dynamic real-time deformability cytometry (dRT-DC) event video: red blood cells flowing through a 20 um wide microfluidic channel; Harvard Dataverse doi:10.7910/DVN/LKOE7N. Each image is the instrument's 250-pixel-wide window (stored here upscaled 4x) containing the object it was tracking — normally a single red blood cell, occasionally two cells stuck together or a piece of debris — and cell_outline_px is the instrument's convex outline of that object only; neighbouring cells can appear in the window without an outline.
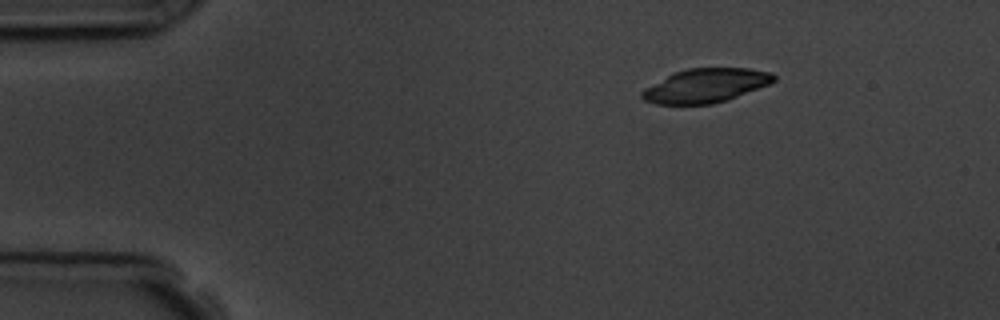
{"species": "common noctule bat (a hibernating species)", "species_latin": "Nyctalus noctula", "temperature_condition": "room temperature", "stored_images_in_passage": 4, "camera_frame_rate_fps": 3000, "um_per_image_px": 0.085, "animal": {"sex": "male", "body_mass_g": 19.5, "forearm_length_mm": 54.6}, "frame": {"image": 1, "passage_image": 1, "time_ms": 0.0, "image_size_px": [1000, 320], "cell_outline_px": [[776, 80], [768, 84], [728, 100], [712, 104], [656, 104], [644, 100], [640, 96], [640, 92], [644, 88], [672, 72], [688, 68], [748, 68], [772, 72], [776, 76]], "centroid_in_image_um": [59.95, 7.27], "position_along_channel_um": 25.0, "area_um2": 26.24}}